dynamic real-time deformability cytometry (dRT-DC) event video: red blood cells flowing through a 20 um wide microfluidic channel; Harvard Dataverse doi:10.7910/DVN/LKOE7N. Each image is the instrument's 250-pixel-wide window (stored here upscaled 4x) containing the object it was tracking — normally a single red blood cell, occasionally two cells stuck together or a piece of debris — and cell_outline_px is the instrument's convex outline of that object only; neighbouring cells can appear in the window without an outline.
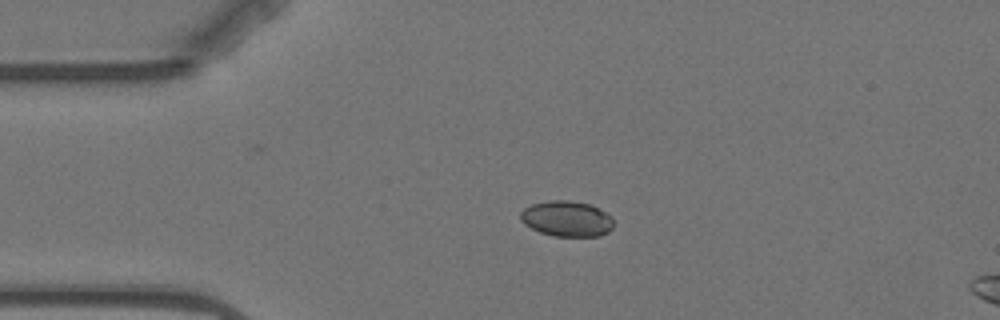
{"species": "Egyptian fruit bat (a non-hibernating species)", "species_latin": "Rousettus aegyptiacus", "temperature_condition": "warm", "stored_images_in_passage": 2, "camera_frame_rate_fps": 3000, "um_per_image_px": 0.085, "animal": {"sex": "female"}, "frame": {"image": 1, "passage_image": 1, "time_ms": 0.0, "image_size_px": [1000, 320], "cell_outline_px": [[612, 228], [608, 232], [600, 236], [552, 236], [540, 232], [524, 224], [520, 220], [520, 212], [524, 208], [532, 204], [548, 200], [568, 200], [588, 204], [612, 216]], "centroid_in_image_um": [48.14, 18.59], "position_along_channel_um": 36.9, "area_um2": 19.25}}